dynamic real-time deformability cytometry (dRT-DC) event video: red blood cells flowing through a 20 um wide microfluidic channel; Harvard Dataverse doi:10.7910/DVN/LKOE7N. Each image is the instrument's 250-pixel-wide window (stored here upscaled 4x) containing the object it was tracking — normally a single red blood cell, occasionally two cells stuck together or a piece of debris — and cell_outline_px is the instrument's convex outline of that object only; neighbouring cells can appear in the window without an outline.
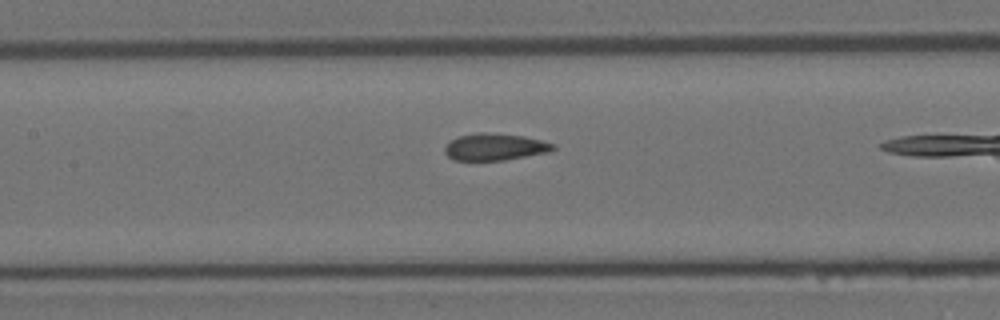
{"species": "Egyptian fruit bat (a non-hibernating species)", "species_latin": "Rousettus aegyptiacus", "temperature_condition": "room temperature", "stored_images_in_passage": 33, "camera_frame_rate_fps": 3000, "um_per_image_px": 0.085, "animal": {"sex": "female"}, "frame": {"image": 1, "passage_image": 12, "time_ms": 3.667, "image_size_px": [1000, 320], "cell_outline_px": [[556, 148], [548, 152], [504, 160], [452, 160], [444, 152], [444, 148], [452, 140], [460, 136], [480, 132], [488, 132], [524, 136], [556, 144]], "centroid_in_image_um": [42.08, 12.49], "position_along_channel_um": 165.3, "area_um2": 16.88}}
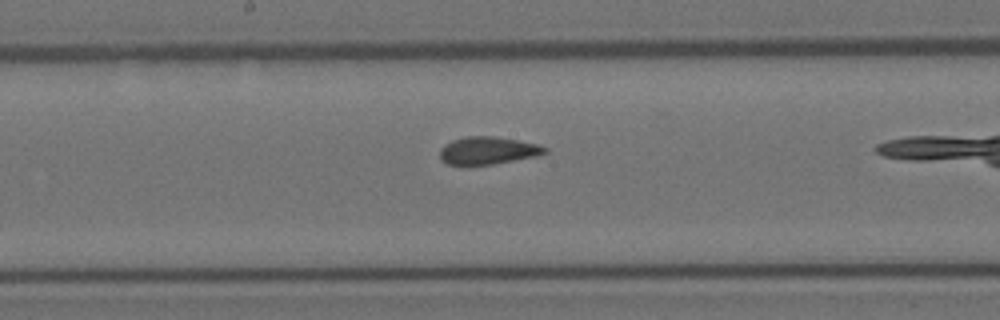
{"frame": {"image": 2, "passage_image": 15, "time_ms": 4.667, "image_size_px": [1000, 320], "cell_outline_px": [[548, 152], [536, 156], [492, 164], [468, 168], [448, 164], [440, 160], [440, 148], [444, 144], [452, 140], [468, 136], [492, 136], [516, 140], [536, 144], [548, 148]], "centroid_in_image_um": [41.39, 12.83], "position_along_channel_um": 206.8, "area_um2": 17.28}, "authors_computed_cell_mechanics": {"area_um2": 17.2244, "velocity_mm_per_s": 4.1586, "shape_relaxation_time_tau1_ms": 8.4576, "shape_relaxation_time_tau2_ms": 1.3196, "deformation_change_tau1": 0.1678, "deformation_change_tau2": 0.0717}}